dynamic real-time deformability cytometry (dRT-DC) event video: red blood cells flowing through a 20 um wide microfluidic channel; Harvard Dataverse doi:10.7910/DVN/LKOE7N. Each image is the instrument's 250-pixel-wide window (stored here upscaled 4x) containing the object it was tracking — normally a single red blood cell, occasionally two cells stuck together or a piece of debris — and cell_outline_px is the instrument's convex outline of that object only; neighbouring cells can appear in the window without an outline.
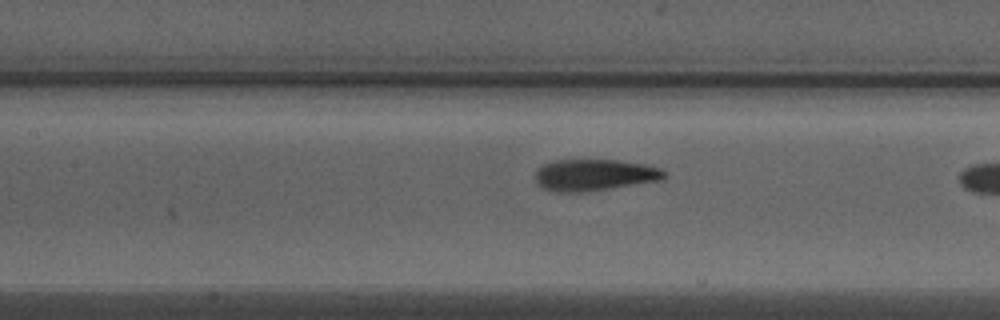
{"species": "Egyptian fruit bat (a non-hibernating species)", "species_latin": "Rousettus aegyptiacus", "temperature_condition": "warm", "stored_images_in_passage": 23, "camera_frame_rate_fps": 3000, "um_per_image_px": 0.085, "animal": {"sex": "male"}, "frame": {"image": 1, "passage_image": 21, "time_ms": 6.667, "image_size_px": [1000, 320], "cell_outline_px": [[668, 176], [664, 180], [584, 192], [556, 192], [544, 188], [536, 184], [536, 172], [544, 164], [556, 160], [616, 160], [644, 164], [660, 168], [668, 172]], "centroid_in_image_um": [50.59, 14.88], "position_along_channel_um": 156.8, "area_um2": 23.81}}